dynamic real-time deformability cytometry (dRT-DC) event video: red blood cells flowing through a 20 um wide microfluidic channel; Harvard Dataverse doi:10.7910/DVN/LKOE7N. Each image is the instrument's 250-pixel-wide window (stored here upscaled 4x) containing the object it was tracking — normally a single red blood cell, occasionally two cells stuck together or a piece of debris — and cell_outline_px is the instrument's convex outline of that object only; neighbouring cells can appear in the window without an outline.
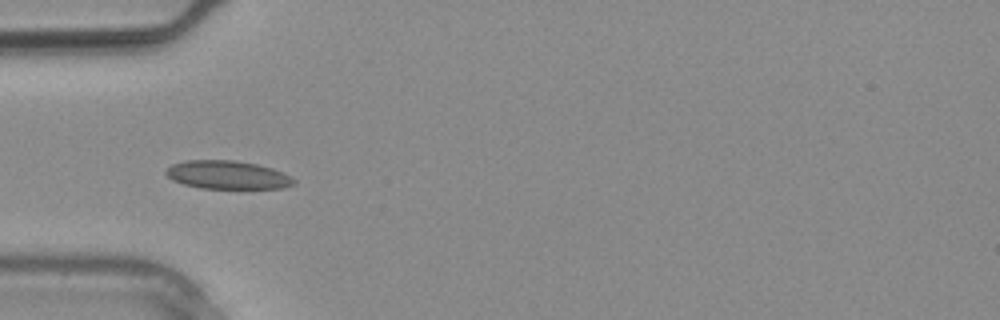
{"species": "common noctule bat (a hibernating species)", "species_latin": "Nyctalus noctula", "temperature_condition": "warm", "stored_images_in_passage": 2, "camera_frame_rate_fps": 3000, "um_per_image_px": 0.085, "animal": {"sex": "male", "body_mass_g": 20.4}, "frame": {"image": 1, "passage_image": 2, "time_ms": 0.333, "image_size_px": [1000, 320], "cell_outline_px": [[296, 184], [280, 188], [200, 188], [184, 184], [172, 180], [164, 172], [172, 164], [184, 160], [232, 160], [256, 164], [272, 168], [296, 180]], "centroid_in_image_um": [19.3, 14.86], "position_along_channel_um": 65.7, "area_um2": 20.92}}